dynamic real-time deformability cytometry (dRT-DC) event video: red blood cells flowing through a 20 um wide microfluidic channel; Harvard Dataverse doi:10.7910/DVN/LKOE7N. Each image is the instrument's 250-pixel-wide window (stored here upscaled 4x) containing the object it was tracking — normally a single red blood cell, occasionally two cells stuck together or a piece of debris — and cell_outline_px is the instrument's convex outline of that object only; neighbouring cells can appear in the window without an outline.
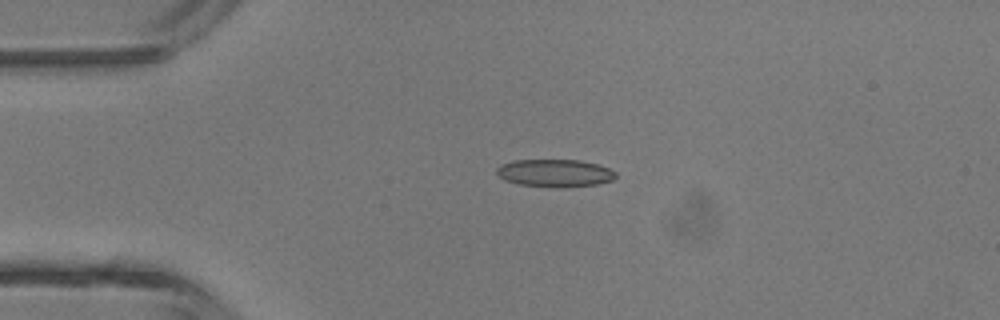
{"species": "common noctule bat (a hibernating species)", "species_latin": "Nyctalus noctula", "temperature_condition": "room temperature", "stored_images_in_passage": 4, "camera_frame_rate_fps": 3000, "um_per_image_px": 0.085, "animal": {"sex": "male", "body_mass_g": 13.3}, "frame": {"image": 1, "passage_image": 3, "time_ms": 2.667, "image_size_px": [1000, 320], "cell_outline_px": [[616, 176], [612, 180], [596, 184], [564, 188], [520, 184], [504, 180], [496, 172], [496, 168], [500, 164], [516, 160], [580, 160], [596, 164], [608, 168], [616, 172]], "centroid_in_image_um": [47.16, 14.71], "position_along_channel_um": 37.8, "area_um2": 19.07}}